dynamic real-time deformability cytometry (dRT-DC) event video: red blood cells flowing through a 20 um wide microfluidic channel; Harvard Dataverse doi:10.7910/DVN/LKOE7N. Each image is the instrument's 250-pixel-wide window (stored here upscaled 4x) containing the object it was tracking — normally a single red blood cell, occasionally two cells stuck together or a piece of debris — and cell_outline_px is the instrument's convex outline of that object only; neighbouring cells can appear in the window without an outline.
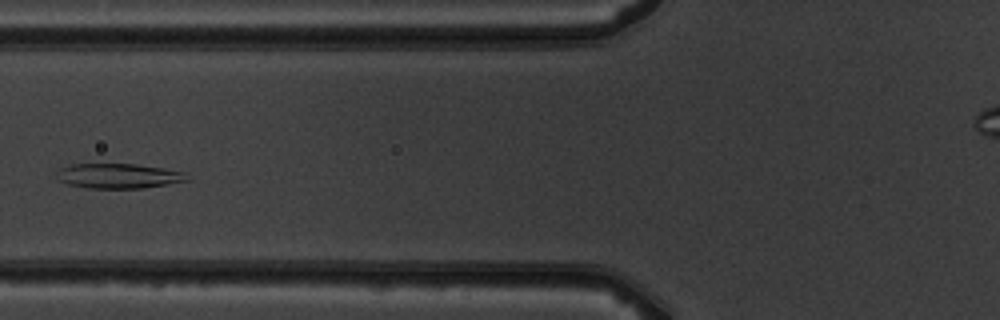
{"species": "common noctule bat (a hibernating species)", "species_latin": "Nyctalus noctula", "temperature_condition": "warm", "stored_images_in_passage": 5, "camera_frame_rate_fps": 3000, "um_per_image_px": 0.085, "animal": {"sex": "male", "body_mass_g": 19.5, "forearm_length_mm": 54.6}, "frame": {"image": 1, "passage_image": 4, "time_ms": 4.333, "image_size_px": [1000, 320], "cell_outline_px": [[188, 180], [168, 184], [144, 188], [88, 188], [68, 184], [60, 180], [56, 172], [60, 168], [72, 164], [136, 164], [164, 168], [184, 172]], "centroid_in_image_um": [10.07, 14.95], "position_along_channel_um": 115.7, "area_um2": 18.73}}
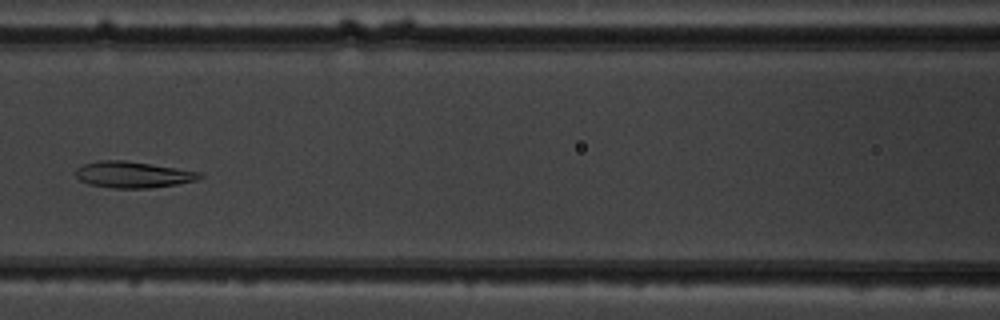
{"frame": {"image": 2, "passage_image": 5, "time_ms": 5.333, "image_size_px": [1000, 320], "cell_outline_px": [[204, 176], [200, 180], [176, 184], [148, 188], [112, 188], [88, 184], [80, 180], [76, 176], [76, 168], [84, 164], [96, 160], [124, 160], [204, 172]], "centroid_in_image_um": [11.34, 14.84], "position_along_channel_um": 155.3, "area_um2": 19.19}}